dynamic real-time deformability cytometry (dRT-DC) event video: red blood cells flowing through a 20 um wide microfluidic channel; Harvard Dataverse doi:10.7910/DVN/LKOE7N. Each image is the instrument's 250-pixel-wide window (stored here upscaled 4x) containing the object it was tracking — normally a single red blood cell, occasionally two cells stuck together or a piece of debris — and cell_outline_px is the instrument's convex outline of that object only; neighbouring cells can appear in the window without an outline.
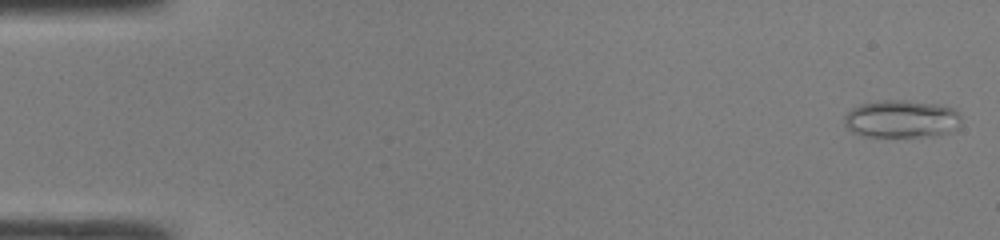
{"species": "common noctule bat (a hibernating species)", "species_latin": "Nyctalus noctula", "temperature_condition": "room temperature", "stored_images_in_passage": 48, "camera_frame_rate_fps": 3000, "um_per_image_px": 0.085, "animal": {"sex": "male", "body_mass_g": 19.0, "forearm_length_mm": 50.8}, "frame": {"image": 1, "passage_image": 1, "time_ms": 0.0, "image_size_px": [1000, 240], "cell_outline_px": [[960, 120], [956, 128], [948, 132], [936, 136], [864, 136], [852, 132], [844, 124], [844, 116], [852, 108], [860, 104], [884, 100], [904, 100], [936, 104], [952, 108], [960, 116]], "centroid_in_image_um": [76.59, 10.11], "position_along_channel_um": 8.4, "area_um2": 25.43}}
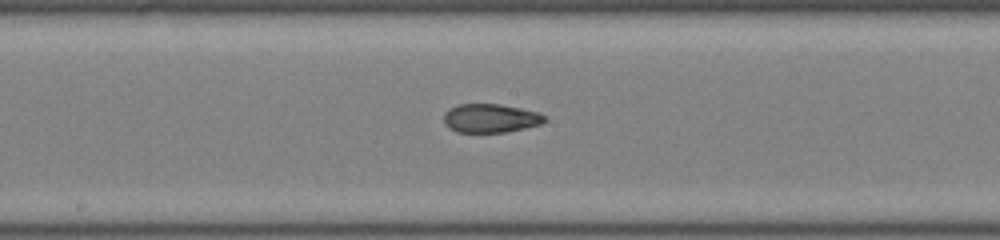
{"frame": {"image": 2, "passage_image": 25, "time_ms": 8.0, "image_size_px": [1000, 240], "cell_outline_px": [[548, 120], [540, 124], [524, 128], [504, 132], [456, 132], [448, 128], [444, 124], [444, 112], [448, 108], [456, 104], [500, 104], [540, 112], [548, 116]], "centroid_in_image_um": [41.69, 10.04], "position_along_channel_um": 206.5, "area_um2": 17.17}}
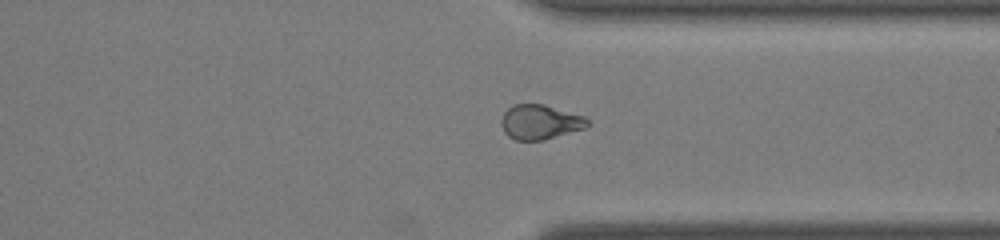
{"frame": {"image": 3, "passage_image": 36, "time_ms": 11.667, "image_size_px": [1000, 240], "cell_outline_px": [[588, 124], [584, 128], [544, 140], [516, 140], [508, 136], [504, 132], [500, 120], [504, 112], [512, 104], [544, 104], [584, 116], [588, 120]], "centroid_in_image_um": [45.87, 10.36], "position_along_channel_um": 365.5, "area_um2": 17.34}, "authors_computed_cell_mechanics": {"area_um2": 18.4382, "velocity_mm_per_s": 4.3219, "shape_relaxation_time_tau1_ms": null, "shape_relaxation_time_tau2_ms": 1.3365, "deformation_change_tau1": null, "deformation_change_tau2": 0.0695}}